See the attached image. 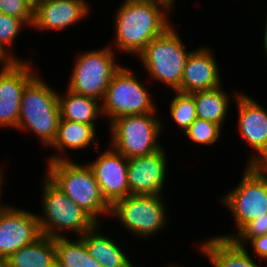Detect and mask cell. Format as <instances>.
I'll return each mask as SVG.
<instances>
[{
  "instance_id": "5bb4252c",
  "label": "cell",
  "mask_w": 267,
  "mask_h": 267,
  "mask_svg": "<svg viewBox=\"0 0 267 267\" xmlns=\"http://www.w3.org/2000/svg\"><path fill=\"white\" fill-rule=\"evenodd\" d=\"M41 235L37 214L9 205L0 216V261Z\"/></svg>"
},
{
  "instance_id": "83f0119b",
  "label": "cell",
  "mask_w": 267,
  "mask_h": 267,
  "mask_svg": "<svg viewBox=\"0 0 267 267\" xmlns=\"http://www.w3.org/2000/svg\"><path fill=\"white\" fill-rule=\"evenodd\" d=\"M34 6L28 0H0V13L23 20L30 28Z\"/></svg>"
},
{
  "instance_id": "ac0fdd59",
  "label": "cell",
  "mask_w": 267,
  "mask_h": 267,
  "mask_svg": "<svg viewBox=\"0 0 267 267\" xmlns=\"http://www.w3.org/2000/svg\"><path fill=\"white\" fill-rule=\"evenodd\" d=\"M96 127L97 124L77 123L60 118L57 136L49 147L50 149H54L56 153L54 151V153L46 159L45 163L59 160H72L71 155L67 154L69 150L73 153V151L76 150L90 148V145H93L99 150L98 147L100 144L98 142L100 141L96 134L98 133Z\"/></svg>"
},
{
  "instance_id": "e0dca14e",
  "label": "cell",
  "mask_w": 267,
  "mask_h": 267,
  "mask_svg": "<svg viewBox=\"0 0 267 267\" xmlns=\"http://www.w3.org/2000/svg\"><path fill=\"white\" fill-rule=\"evenodd\" d=\"M215 51L209 45L193 49L186 59L180 92L210 90L223 84Z\"/></svg>"
},
{
  "instance_id": "6da1fadb",
  "label": "cell",
  "mask_w": 267,
  "mask_h": 267,
  "mask_svg": "<svg viewBox=\"0 0 267 267\" xmlns=\"http://www.w3.org/2000/svg\"><path fill=\"white\" fill-rule=\"evenodd\" d=\"M123 2V3H122ZM114 12V41L109 46L129 56L138 54L170 26V12L150 0H124Z\"/></svg>"
},
{
  "instance_id": "7a4b0ae2",
  "label": "cell",
  "mask_w": 267,
  "mask_h": 267,
  "mask_svg": "<svg viewBox=\"0 0 267 267\" xmlns=\"http://www.w3.org/2000/svg\"><path fill=\"white\" fill-rule=\"evenodd\" d=\"M45 176L80 206L96 223L110 215V205L102 196L98 182L87 163L59 160L46 163ZM100 216V217H99Z\"/></svg>"
},
{
  "instance_id": "603a6c76",
  "label": "cell",
  "mask_w": 267,
  "mask_h": 267,
  "mask_svg": "<svg viewBox=\"0 0 267 267\" xmlns=\"http://www.w3.org/2000/svg\"><path fill=\"white\" fill-rule=\"evenodd\" d=\"M4 261L8 267H56L55 238L41 235Z\"/></svg>"
},
{
  "instance_id": "4dcf8cb0",
  "label": "cell",
  "mask_w": 267,
  "mask_h": 267,
  "mask_svg": "<svg viewBox=\"0 0 267 267\" xmlns=\"http://www.w3.org/2000/svg\"><path fill=\"white\" fill-rule=\"evenodd\" d=\"M150 1L164 6L170 12V14L173 12L172 10L177 5L175 4L176 3L175 1L177 0H150Z\"/></svg>"
},
{
  "instance_id": "8fae6325",
  "label": "cell",
  "mask_w": 267,
  "mask_h": 267,
  "mask_svg": "<svg viewBox=\"0 0 267 267\" xmlns=\"http://www.w3.org/2000/svg\"><path fill=\"white\" fill-rule=\"evenodd\" d=\"M32 61L0 65V128H17L23 90L38 75Z\"/></svg>"
},
{
  "instance_id": "5b68a950",
  "label": "cell",
  "mask_w": 267,
  "mask_h": 267,
  "mask_svg": "<svg viewBox=\"0 0 267 267\" xmlns=\"http://www.w3.org/2000/svg\"><path fill=\"white\" fill-rule=\"evenodd\" d=\"M192 50L186 48L178 30L172 25L154 38L136 57L142 63L150 80L158 81L180 91L186 59Z\"/></svg>"
},
{
  "instance_id": "f35d334b",
  "label": "cell",
  "mask_w": 267,
  "mask_h": 267,
  "mask_svg": "<svg viewBox=\"0 0 267 267\" xmlns=\"http://www.w3.org/2000/svg\"><path fill=\"white\" fill-rule=\"evenodd\" d=\"M33 6L39 1V0H28Z\"/></svg>"
},
{
  "instance_id": "9c48e42d",
  "label": "cell",
  "mask_w": 267,
  "mask_h": 267,
  "mask_svg": "<svg viewBox=\"0 0 267 267\" xmlns=\"http://www.w3.org/2000/svg\"><path fill=\"white\" fill-rule=\"evenodd\" d=\"M243 176L231 191L219 198L232 214L235 232L216 235L232 240L250 221L267 213V177L256 165H246Z\"/></svg>"
},
{
  "instance_id": "7402d4cb",
  "label": "cell",
  "mask_w": 267,
  "mask_h": 267,
  "mask_svg": "<svg viewBox=\"0 0 267 267\" xmlns=\"http://www.w3.org/2000/svg\"><path fill=\"white\" fill-rule=\"evenodd\" d=\"M62 94L58 92L61 119L84 124H97L99 117L103 119L102 105L99 100L68 89Z\"/></svg>"
},
{
  "instance_id": "9a60e30c",
  "label": "cell",
  "mask_w": 267,
  "mask_h": 267,
  "mask_svg": "<svg viewBox=\"0 0 267 267\" xmlns=\"http://www.w3.org/2000/svg\"><path fill=\"white\" fill-rule=\"evenodd\" d=\"M91 8L88 0H39L34 5L31 29L63 31L89 17Z\"/></svg>"
},
{
  "instance_id": "f546056e",
  "label": "cell",
  "mask_w": 267,
  "mask_h": 267,
  "mask_svg": "<svg viewBox=\"0 0 267 267\" xmlns=\"http://www.w3.org/2000/svg\"><path fill=\"white\" fill-rule=\"evenodd\" d=\"M248 244L251 246L253 252H250V254L253 257L257 256L254 259L259 258L261 261H267V234L252 238Z\"/></svg>"
},
{
  "instance_id": "d4e9b609",
  "label": "cell",
  "mask_w": 267,
  "mask_h": 267,
  "mask_svg": "<svg viewBox=\"0 0 267 267\" xmlns=\"http://www.w3.org/2000/svg\"><path fill=\"white\" fill-rule=\"evenodd\" d=\"M175 95L169 102L171 119L184 132L197 118L194 98L191 93L174 91Z\"/></svg>"
},
{
  "instance_id": "484cf974",
  "label": "cell",
  "mask_w": 267,
  "mask_h": 267,
  "mask_svg": "<svg viewBox=\"0 0 267 267\" xmlns=\"http://www.w3.org/2000/svg\"><path fill=\"white\" fill-rule=\"evenodd\" d=\"M24 28L29 26L21 19L0 13V46L15 60L24 61L21 57L12 53L14 44ZM13 49V50H12Z\"/></svg>"
},
{
  "instance_id": "7c38bea8",
  "label": "cell",
  "mask_w": 267,
  "mask_h": 267,
  "mask_svg": "<svg viewBox=\"0 0 267 267\" xmlns=\"http://www.w3.org/2000/svg\"><path fill=\"white\" fill-rule=\"evenodd\" d=\"M242 92L235 99L238 133L252 149L245 164L257 165L267 156V109L252 96Z\"/></svg>"
},
{
  "instance_id": "1f68e13d",
  "label": "cell",
  "mask_w": 267,
  "mask_h": 267,
  "mask_svg": "<svg viewBox=\"0 0 267 267\" xmlns=\"http://www.w3.org/2000/svg\"><path fill=\"white\" fill-rule=\"evenodd\" d=\"M13 62H15V60L0 46V65Z\"/></svg>"
},
{
  "instance_id": "d6a6232c",
  "label": "cell",
  "mask_w": 267,
  "mask_h": 267,
  "mask_svg": "<svg viewBox=\"0 0 267 267\" xmlns=\"http://www.w3.org/2000/svg\"><path fill=\"white\" fill-rule=\"evenodd\" d=\"M5 176L3 175L1 178H0V216H1V214L3 213V211L9 206V204H5V202L3 203L2 201H3V198H2V195H3V185L2 184H4V180H5V178H4ZM1 198H2V200H1Z\"/></svg>"
},
{
  "instance_id": "8992f818",
  "label": "cell",
  "mask_w": 267,
  "mask_h": 267,
  "mask_svg": "<svg viewBox=\"0 0 267 267\" xmlns=\"http://www.w3.org/2000/svg\"><path fill=\"white\" fill-rule=\"evenodd\" d=\"M157 111L158 109L153 113L123 116L111 121L107 126L111 137L109 146L127 159L160 150L164 145L158 138L162 131L165 132V123L157 117Z\"/></svg>"
},
{
  "instance_id": "836d02e7",
  "label": "cell",
  "mask_w": 267,
  "mask_h": 267,
  "mask_svg": "<svg viewBox=\"0 0 267 267\" xmlns=\"http://www.w3.org/2000/svg\"><path fill=\"white\" fill-rule=\"evenodd\" d=\"M256 166L267 177V156H265Z\"/></svg>"
},
{
  "instance_id": "3957f363",
  "label": "cell",
  "mask_w": 267,
  "mask_h": 267,
  "mask_svg": "<svg viewBox=\"0 0 267 267\" xmlns=\"http://www.w3.org/2000/svg\"><path fill=\"white\" fill-rule=\"evenodd\" d=\"M44 81L38 73L23 90L16 130L32 131L48 149L57 136L61 116L58 91Z\"/></svg>"
},
{
  "instance_id": "277c9868",
  "label": "cell",
  "mask_w": 267,
  "mask_h": 267,
  "mask_svg": "<svg viewBox=\"0 0 267 267\" xmlns=\"http://www.w3.org/2000/svg\"><path fill=\"white\" fill-rule=\"evenodd\" d=\"M42 180V184L40 183L42 211L40 215L37 214L42 235L58 238L72 233L75 234L73 237H81L96 224L80 206L45 175Z\"/></svg>"
},
{
  "instance_id": "8d00e7d4",
  "label": "cell",
  "mask_w": 267,
  "mask_h": 267,
  "mask_svg": "<svg viewBox=\"0 0 267 267\" xmlns=\"http://www.w3.org/2000/svg\"><path fill=\"white\" fill-rule=\"evenodd\" d=\"M177 265H178V266H177ZM166 267H184V266H180V265L177 264V263H176V264H175V263H174V264H171V263H170V264H168Z\"/></svg>"
},
{
  "instance_id": "30bf717a",
  "label": "cell",
  "mask_w": 267,
  "mask_h": 267,
  "mask_svg": "<svg viewBox=\"0 0 267 267\" xmlns=\"http://www.w3.org/2000/svg\"><path fill=\"white\" fill-rule=\"evenodd\" d=\"M108 44L103 48L79 52L76 55L67 89L103 101L108 84L122 66Z\"/></svg>"
},
{
  "instance_id": "cb8c5ba5",
  "label": "cell",
  "mask_w": 267,
  "mask_h": 267,
  "mask_svg": "<svg viewBox=\"0 0 267 267\" xmlns=\"http://www.w3.org/2000/svg\"><path fill=\"white\" fill-rule=\"evenodd\" d=\"M56 267H102L93 258L81 237L55 238Z\"/></svg>"
},
{
  "instance_id": "52a82bcc",
  "label": "cell",
  "mask_w": 267,
  "mask_h": 267,
  "mask_svg": "<svg viewBox=\"0 0 267 267\" xmlns=\"http://www.w3.org/2000/svg\"><path fill=\"white\" fill-rule=\"evenodd\" d=\"M163 195H128L110 206L115 218L134 238L150 239L163 232L169 224L166 198ZM166 202V203H165Z\"/></svg>"
},
{
  "instance_id": "4316f807",
  "label": "cell",
  "mask_w": 267,
  "mask_h": 267,
  "mask_svg": "<svg viewBox=\"0 0 267 267\" xmlns=\"http://www.w3.org/2000/svg\"><path fill=\"white\" fill-rule=\"evenodd\" d=\"M222 133L223 130L218 124L196 118L183 134L197 145L208 146L216 144L222 138Z\"/></svg>"
},
{
  "instance_id": "f1b7e54d",
  "label": "cell",
  "mask_w": 267,
  "mask_h": 267,
  "mask_svg": "<svg viewBox=\"0 0 267 267\" xmlns=\"http://www.w3.org/2000/svg\"><path fill=\"white\" fill-rule=\"evenodd\" d=\"M267 234V213L250 221L232 240L239 246H246L254 237Z\"/></svg>"
},
{
  "instance_id": "d6986e66",
  "label": "cell",
  "mask_w": 267,
  "mask_h": 267,
  "mask_svg": "<svg viewBox=\"0 0 267 267\" xmlns=\"http://www.w3.org/2000/svg\"><path fill=\"white\" fill-rule=\"evenodd\" d=\"M197 245L201 255H205L204 257L208 259L212 267H266L262 266L263 261L259 260L260 262L257 263L253 259L249 253V245L242 247L233 240L220 238L216 235Z\"/></svg>"
},
{
  "instance_id": "e575fe53",
  "label": "cell",
  "mask_w": 267,
  "mask_h": 267,
  "mask_svg": "<svg viewBox=\"0 0 267 267\" xmlns=\"http://www.w3.org/2000/svg\"><path fill=\"white\" fill-rule=\"evenodd\" d=\"M267 12V11H266ZM267 16V14H266ZM264 30H262L264 33H263V48L265 50V55H266V58H267V17H266V21H265V26H264Z\"/></svg>"
},
{
  "instance_id": "2e32d148",
  "label": "cell",
  "mask_w": 267,
  "mask_h": 267,
  "mask_svg": "<svg viewBox=\"0 0 267 267\" xmlns=\"http://www.w3.org/2000/svg\"><path fill=\"white\" fill-rule=\"evenodd\" d=\"M87 164L93 171L102 196L110 206L130 195L127 181V158L122 154L109 147Z\"/></svg>"
},
{
  "instance_id": "ffe728a7",
  "label": "cell",
  "mask_w": 267,
  "mask_h": 267,
  "mask_svg": "<svg viewBox=\"0 0 267 267\" xmlns=\"http://www.w3.org/2000/svg\"><path fill=\"white\" fill-rule=\"evenodd\" d=\"M104 224L96 223L81 236L89 254L102 267H134V264L124 251L127 249H122L123 247H119L117 241L103 233L101 226L103 225L104 227Z\"/></svg>"
},
{
  "instance_id": "d590c367",
  "label": "cell",
  "mask_w": 267,
  "mask_h": 267,
  "mask_svg": "<svg viewBox=\"0 0 267 267\" xmlns=\"http://www.w3.org/2000/svg\"><path fill=\"white\" fill-rule=\"evenodd\" d=\"M4 168H6V166L4 167V164L0 165V178L4 175V171H5Z\"/></svg>"
},
{
  "instance_id": "4fadbf2b",
  "label": "cell",
  "mask_w": 267,
  "mask_h": 267,
  "mask_svg": "<svg viewBox=\"0 0 267 267\" xmlns=\"http://www.w3.org/2000/svg\"><path fill=\"white\" fill-rule=\"evenodd\" d=\"M164 146L149 155L127 159V181L132 195H163L168 172Z\"/></svg>"
},
{
  "instance_id": "74e56055",
  "label": "cell",
  "mask_w": 267,
  "mask_h": 267,
  "mask_svg": "<svg viewBox=\"0 0 267 267\" xmlns=\"http://www.w3.org/2000/svg\"><path fill=\"white\" fill-rule=\"evenodd\" d=\"M0 267H8L5 261H0Z\"/></svg>"
},
{
  "instance_id": "ba28073f",
  "label": "cell",
  "mask_w": 267,
  "mask_h": 267,
  "mask_svg": "<svg viewBox=\"0 0 267 267\" xmlns=\"http://www.w3.org/2000/svg\"><path fill=\"white\" fill-rule=\"evenodd\" d=\"M137 75L134 69L125 65L114 73L101 102L107 125L123 116L148 114L157 110L154 94L145 83L140 82Z\"/></svg>"
},
{
  "instance_id": "44dd1931",
  "label": "cell",
  "mask_w": 267,
  "mask_h": 267,
  "mask_svg": "<svg viewBox=\"0 0 267 267\" xmlns=\"http://www.w3.org/2000/svg\"><path fill=\"white\" fill-rule=\"evenodd\" d=\"M234 91L233 100H231L232 93L229 94V91L224 90L223 85L210 90L192 92L197 118L214 122L223 129L230 112V104L241 92Z\"/></svg>"
}]
</instances>
